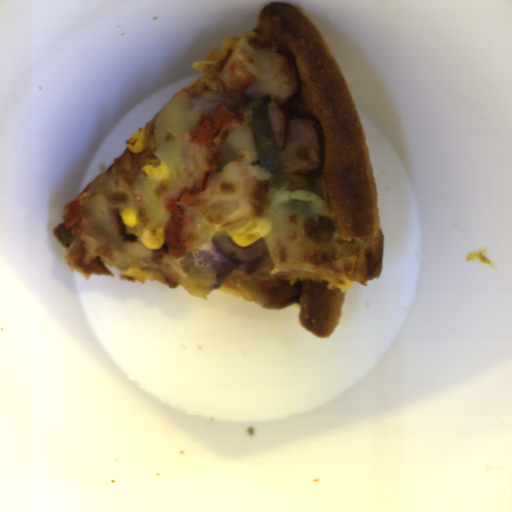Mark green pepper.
I'll use <instances>...</instances> for the list:
<instances>
[{"instance_id": "372bd49c", "label": "green pepper", "mask_w": 512, "mask_h": 512, "mask_svg": "<svg viewBox=\"0 0 512 512\" xmlns=\"http://www.w3.org/2000/svg\"><path fill=\"white\" fill-rule=\"evenodd\" d=\"M271 96H265L246 106L248 124L252 131L260 166L266 169L271 177L268 184L271 189H281L289 185V178L282 167L274 138L268 105Z\"/></svg>"}]
</instances>
